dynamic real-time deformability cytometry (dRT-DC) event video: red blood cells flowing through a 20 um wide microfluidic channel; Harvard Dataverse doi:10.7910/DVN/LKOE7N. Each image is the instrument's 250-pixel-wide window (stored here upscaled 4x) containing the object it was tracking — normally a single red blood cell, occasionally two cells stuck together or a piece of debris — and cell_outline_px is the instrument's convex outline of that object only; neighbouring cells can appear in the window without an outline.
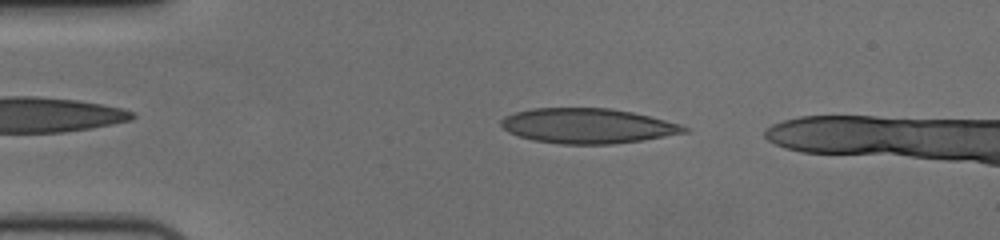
{"species": "human", "species_latin": "Homo sapiens", "temperature_condition": "cold", "stored_images_in_passage": 45, "camera_frame_rate_fps": 3000, "um_per_image_px": 0.085, "donor": {"sex": "female"}, "frame": {"image": 1, "passage_image": 5, "time_ms": 1.333, "image_size_px": [1000, 240], "cell_outline_px": [[688, 132], [644, 140], [612, 144], [560, 144], [532, 140], [508, 132], [500, 124], [500, 120], [504, 116], [516, 112], [532, 108], [608, 108], [632, 112], [680, 124], [688, 128]], "centroid_in_image_um": [49.92, 10.7], "position_along_channel_um": 35.1, "area_um2": 37.28}}
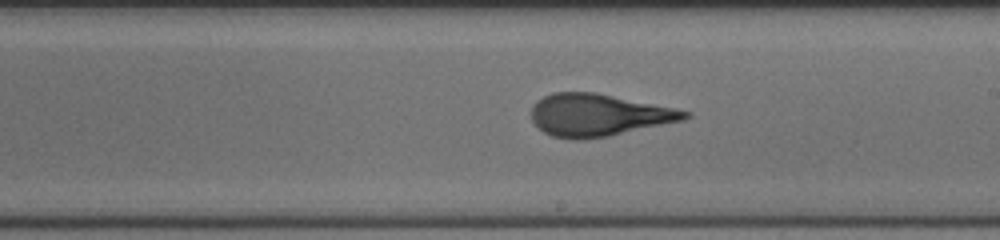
{"frame": {"image": 2, "passage_image": 25, "time_ms": 8.0, "image_size_px": [1000, 240], "cell_outline_px": [[692, 116], [684, 120], [608, 136], [580, 140], [572, 140], [552, 136], [544, 132], [532, 120], [532, 104], [536, 100], [552, 92], [596, 92], [676, 108], [692, 112]], "centroid_in_image_um": [50.88, 9.77], "position_along_channel_um": 238.1, "area_um2": 37.92}}
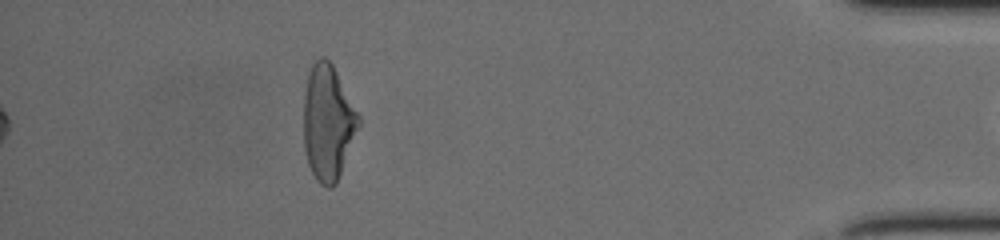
{"frame": {"image": 3, "passage_image": 43, "time_ms": 14.0, "image_size_px": [1000, 240], "cell_outline_px": [[360, 124], [336, 184], [332, 188], [328, 188], [320, 184], [316, 180], [308, 164], [304, 148], [304, 92], [308, 72], [312, 64], [320, 56], [324, 56], [332, 64], [360, 116]], "centroid_in_image_um": [27.86, 10.42], "position_along_channel_um": 407.3, "area_um2": 36.88}, "authors_computed_cell_mechanics": {"area_um2": 37.4544, "velocity_mm_per_s": 3.7048, "shape_relaxation_time_tau1_ms": 7.438, "shape_relaxation_time_tau2_ms": 1.0178, "deformation_change_tau1": 0.2543, "deformation_change_tau2": 0.0914}}